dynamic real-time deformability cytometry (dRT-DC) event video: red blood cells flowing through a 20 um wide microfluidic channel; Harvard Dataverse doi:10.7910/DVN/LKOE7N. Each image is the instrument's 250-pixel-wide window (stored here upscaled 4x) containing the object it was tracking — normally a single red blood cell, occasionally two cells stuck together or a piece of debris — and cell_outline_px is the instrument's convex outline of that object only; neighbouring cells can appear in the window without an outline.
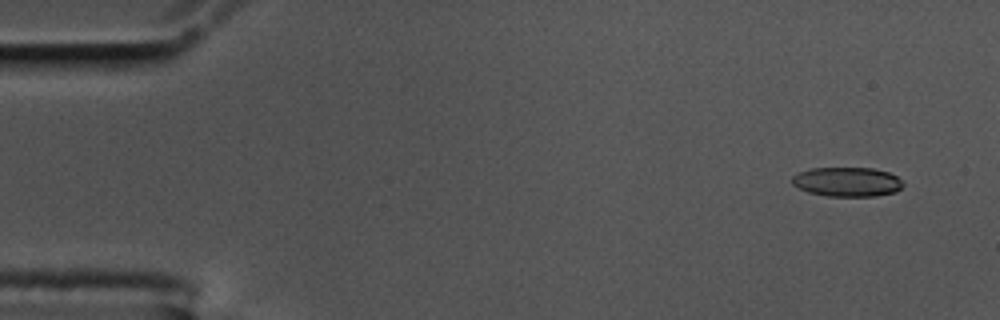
{"species": "common noctule bat (a hibernating species)", "species_latin": "Nyctalus noctula", "temperature_condition": "cold", "stored_images_in_passage": 58, "camera_frame_rate_fps": 3000, "um_per_image_px": 0.085, "animal": {"sex": "male", "body_mass_g": 17.5, "forearm_length_mm": 52.3}, "frame": {"image": 1, "passage_image": 4, "time_ms": 1.0, "image_size_px": [1000, 320], "cell_outline_px": [[904, 184], [896, 192], [876, 196], [828, 196], [808, 192], [792, 184], [792, 176], [800, 172], [812, 168], [872, 168], [888, 172], [896, 176]], "centroid_in_image_um": [72.01, 15.46], "position_along_channel_um": 13.0, "area_um2": 18.9}}
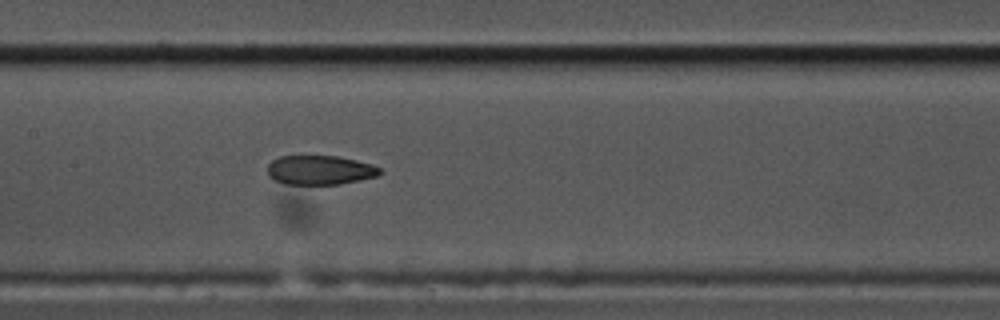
{"frame": {"image": 2, "passage_image": 28, "time_ms": 9.0, "image_size_px": [1000, 320], "cell_outline_px": [[384, 172], [376, 176], [360, 180], [340, 184], [284, 184], [268, 176], [268, 164], [272, 160], [280, 156], [336, 156], [356, 160], [372, 164], [380, 168]], "centroid_in_image_um": [27.2, 14.45], "position_along_channel_um": 180.2, "area_um2": 19.19}}
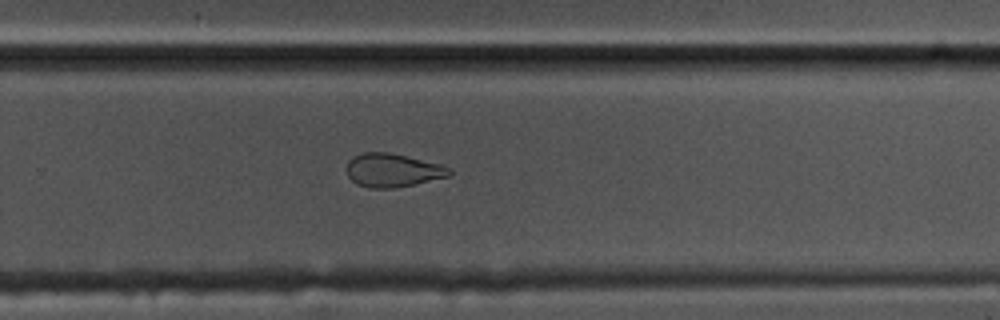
{"frame": {"image": 3, "passage_image": 38, "time_ms": 12.333, "image_size_px": [1000, 320], "cell_outline_px": [[452, 176], [416, 184], [396, 188], [368, 188], [356, 184], [348, 176], [348, 160], [352, 156], [364, 152], [388, 152], [440, 164], [452, 168]], "centroid_in_image_um": [33.41, 14.48], "position_along_channel_um": 296.4, "area_um2": 20.23}, "authors_computed_cell_mechanics": {"area_um2": 20.6346, "velocity_mm_per_s": 3.4922, "shape_relaxation_time_tau1_ms": null, "shape_relaxation_time_tau2_ms": 2.5475, "deformation_change_tau1": null, "deformation_change_tau2": 0.0945}}